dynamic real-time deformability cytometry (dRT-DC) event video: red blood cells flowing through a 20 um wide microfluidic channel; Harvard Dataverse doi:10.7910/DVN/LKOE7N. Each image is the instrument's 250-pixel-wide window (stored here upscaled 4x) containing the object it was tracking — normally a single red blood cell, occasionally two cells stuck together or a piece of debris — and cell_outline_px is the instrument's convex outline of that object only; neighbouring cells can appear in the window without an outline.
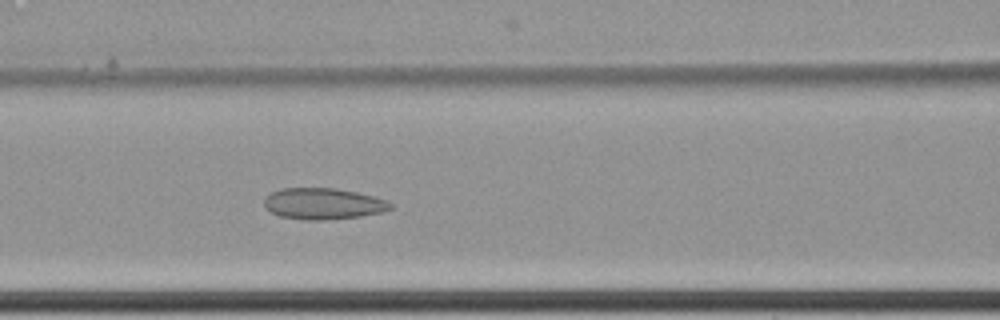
{"species": "common noctule bat (a hibernating species)", "species_latin": "Nyctalus noctula", "temperature_condition": "cold", "stored_images_in_passage": 42, "camera_frame_rate_fps": 3000, "um_per_image_px": 0.085, "animal": {"sex": "female", "body_mass_g": 22.7, "forearm_length_mm": 54.2}, "frame": {"image": 1, "passage_image": 9, "time_ms": 2.667, "image_size_px": [1000, 320], "cell_outline_px": [[392, 208], [384, 212], [360, 216], [324, 220], [304, 220], [280, 216], [264, 208], [264, 196], [280, 188], [336, 188], [356, 192], [388, 200], [392, 204]], "centroid_in_image_um": [27.45, 17.31], "position_along_channel_um": 139.1, "area_um2": 23.18}}
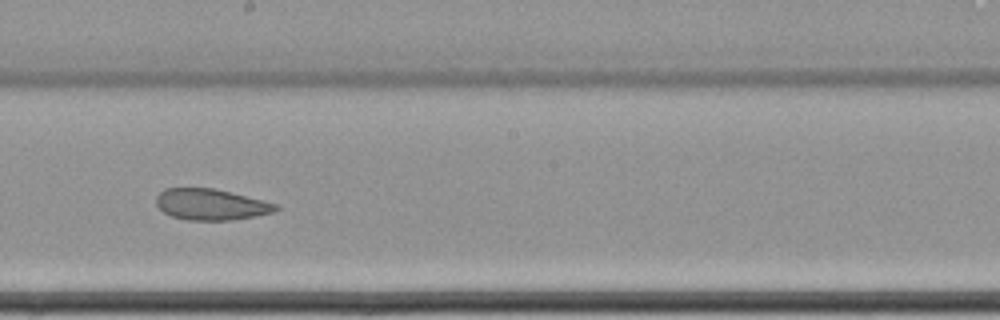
{"frame": {"image": 2, "passage_image": 17, "time_ms": 5.333, "image_size_px": [1000, 320], "cell_outline_px": [[280, 208], [276, 212], [228, 220], [188, 220], [172, 216], [164, 212], [156, 204], [156, 196], [164, 188], [216, 188], [280, 204]], "centroid_in_image_um": [17.96, 17.36], "position_along_channel_um": 230.2, "area_um2": 21.79}}
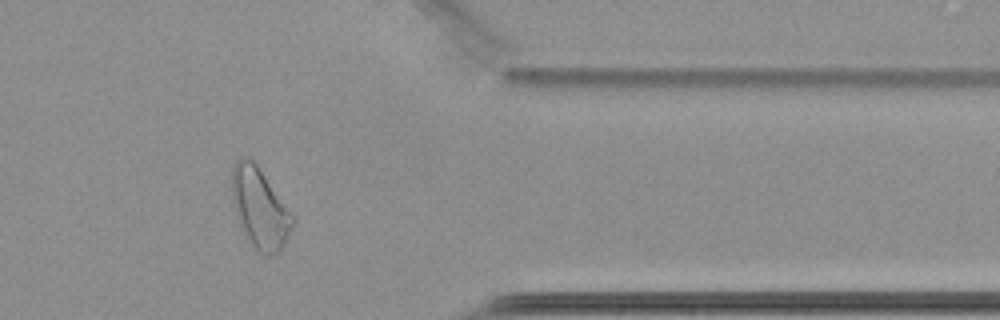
{"frame": {"image": 3, "passage_image": 32, "time_ms": 10.333, "image_size_px": [1000, 320], "cell_outline_px": [[296, 220], [280, 252], [268, 256], [264, 256], [252, 248], [244, 236], [240, 228], [236, 216], [232, 200], [232, 164], [240, 156], [248, 156], [256, 164], [296, 216]], "centroid_in_image_um": [22.08, 17.72], "position_along_channel_um": 389.3, "area_um2": 29.25}, "authors_computed_cell_mechanics": {"area_um2": 23.8714, "velocity_mm_per_s": 3.4233, "shape_relaxation_time_tau1_ms": null, "shape_relaxation_time_tau2_ms": 3.0099, "deformation_change_tau1": null, "deformation_change_tau2": 0.0804}}